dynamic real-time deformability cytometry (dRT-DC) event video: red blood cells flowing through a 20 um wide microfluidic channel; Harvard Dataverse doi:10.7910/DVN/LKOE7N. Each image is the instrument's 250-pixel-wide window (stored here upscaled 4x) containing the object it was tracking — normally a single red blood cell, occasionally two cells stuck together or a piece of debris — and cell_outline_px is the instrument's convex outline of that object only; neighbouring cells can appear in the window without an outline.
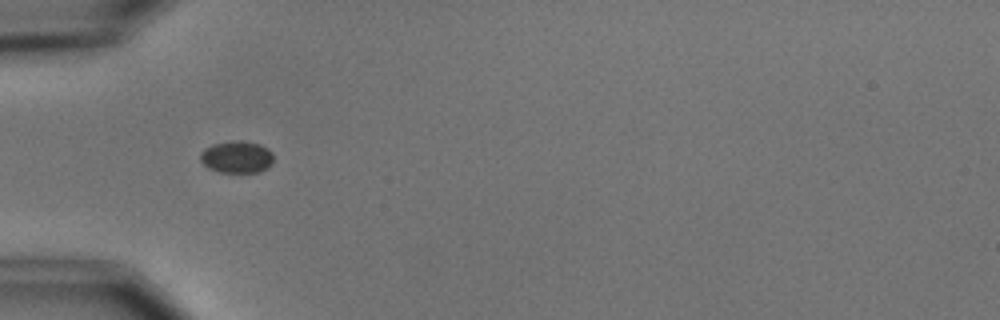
{"species": "common noctule bat (a hibernating species)", "species_latin": "Nyctalus noctula", "temperature_condition": "cold", "stored_images_in_passage": 9, "camera_frame_rate_fps": 3000, "um_per_image_px": 0.085, "animal": {"sex": "male", "body_mass_g": 15.6}, "frame": {"image": 1, "passage_image": 6, "time_ms": 1.667, "image_size_px": [1000, 320], "cell_outline_px": [[272, 164], [268, 168], [260, 172], [220, 172], [208, 168], [200, 160], [200, 152], [204, 148], [212, 144], [232, 140], [240, 140], [260, 144], [268, 148], [272, 152]], "centroid_in_image_um": [20.12, 13.33], "position_along_channel_um": 64.9, "area_um2": 13.87}}